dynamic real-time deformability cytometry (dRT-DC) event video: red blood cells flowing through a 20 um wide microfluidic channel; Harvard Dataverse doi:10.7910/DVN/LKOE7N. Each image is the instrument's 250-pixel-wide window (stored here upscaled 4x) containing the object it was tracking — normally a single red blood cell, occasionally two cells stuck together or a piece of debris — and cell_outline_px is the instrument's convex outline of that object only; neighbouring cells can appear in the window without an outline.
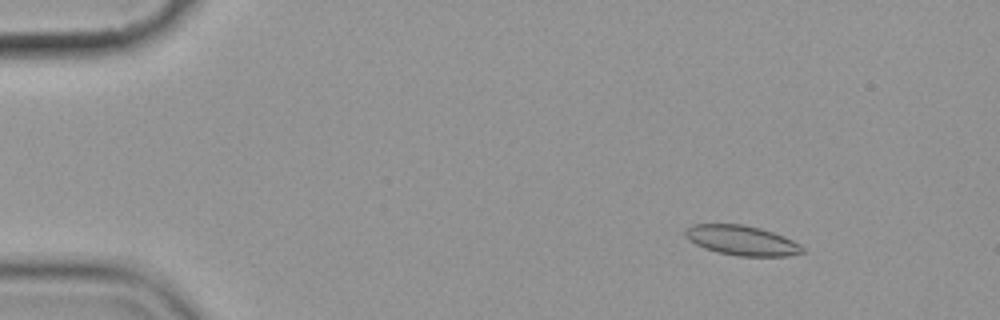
{"species": "common noctule bat (a hibernating species)", "species_latin": "Nyctalus noctula", "temperature_condition": "cold", "stored_images_in_passage": 5, "camera_frame_rate_fps": 3000, "um_per_image_px": 0.085, "animal": {"sex": "female", "body_mass_g": 19.9}, "frame": {"image": 1, "passage_image": 3, "time_ms": 2.333, "image_size_px": [1000, 320], "cell_outline_px": [[804, 252], [788, 256], [740, 256], [716, 252], [704, 248], [688, 240], [684, 236], [684, 228], [692, 224], [740, 224], [760, 228], [784, 236], [800, 244], [804, 248]], "centroid_in_image_um": [63.01, 20.43], "position_along_channel_um": 22.0, "area_um2": 20.46}}